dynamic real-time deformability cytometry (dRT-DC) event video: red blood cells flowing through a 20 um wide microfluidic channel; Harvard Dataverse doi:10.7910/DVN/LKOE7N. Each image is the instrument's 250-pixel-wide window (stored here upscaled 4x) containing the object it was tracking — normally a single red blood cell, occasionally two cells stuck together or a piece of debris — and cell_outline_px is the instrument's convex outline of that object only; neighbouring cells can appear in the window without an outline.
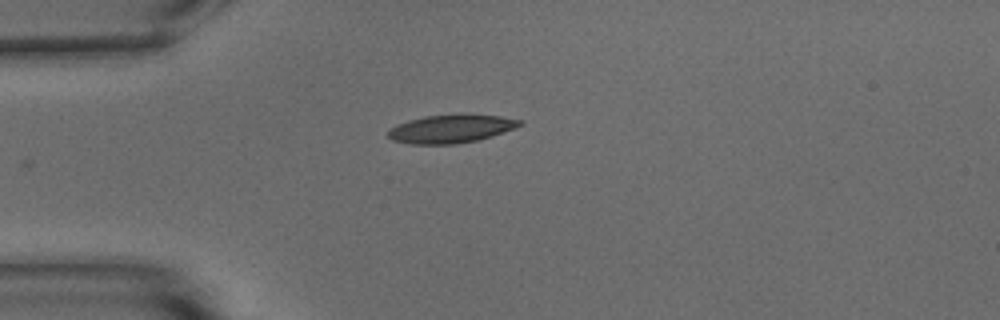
{"species": "common noctule bat (a hibernating species)", "species_latin": "Nyctalus noctula", "temperature_condition": "warm", "stored_images_in_passage": 23, "camera_frame_rate_fps": 3000, "um_per_image_px": 0.085, "animal": {"sex": "male", "body_mass_g": 15.6}, "frame": {"image": 1, "passage_image": 1, "time_ms": 0.0, "image_size_px": [1000, 320], "cell_outline_px": [[524, 124], [516, 128], [492, 136], [476, 140], [456, 144], [412, 144], [392, 140], [388, 136], [388, 128], [396, 124], [408, 120], [424, 116], [464, 112], [500, 116], [524, 120]], "centroid_in_image_um": [38.37, 10.91], "position_along_channel_um": 46.6, "area_um2": 22.37}}
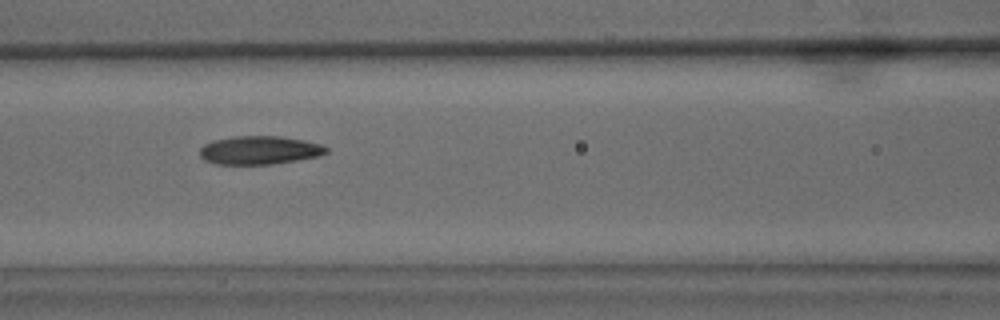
{"frame": {"image": 2, "passage_image": 10, "time_ms": 3.0, "image_size_px": [1000, 320], "cell_outline_px": [[328, 152], [320, 156], [272, 164], [216, 164], [204, 160], [200, 156], [200, 148], [204, 144], [212, 140], [232, 136], [280, 136], [304, 140], [320, 144], [328, 148]], "centroid_in_image_um": [22.04, 12.76], "position_along_channel_um": 144.6, "area_um2": 21.04}}
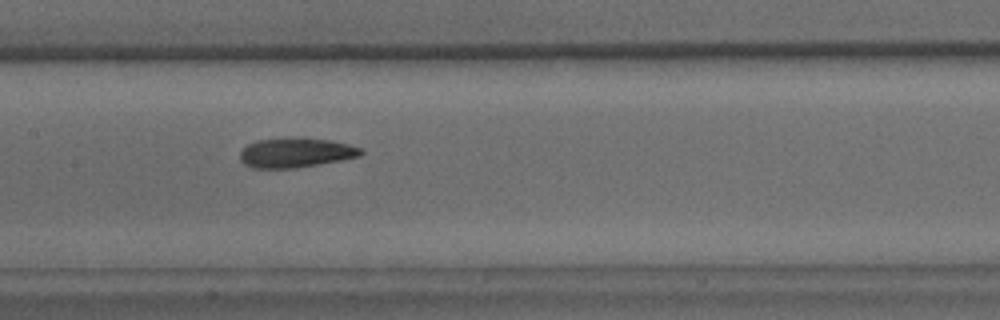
{"frame": {"image": 3, "passage_image": 13, "time_ms": 4.0, "image_size_px": [1000, 320], "cell_outline_px": [[364, 152], [360, 156], [340, 160], [296, 168], [252, 168], [244, 164], [240, 160], [240, 152], [248, 144], [256, 140], [328, 140], [348, 144], [360, 148]], "centroid_in_image_um": [25.12, 13.02], "position_along_channel_um": 182.3, "area_um2": 20.0}}